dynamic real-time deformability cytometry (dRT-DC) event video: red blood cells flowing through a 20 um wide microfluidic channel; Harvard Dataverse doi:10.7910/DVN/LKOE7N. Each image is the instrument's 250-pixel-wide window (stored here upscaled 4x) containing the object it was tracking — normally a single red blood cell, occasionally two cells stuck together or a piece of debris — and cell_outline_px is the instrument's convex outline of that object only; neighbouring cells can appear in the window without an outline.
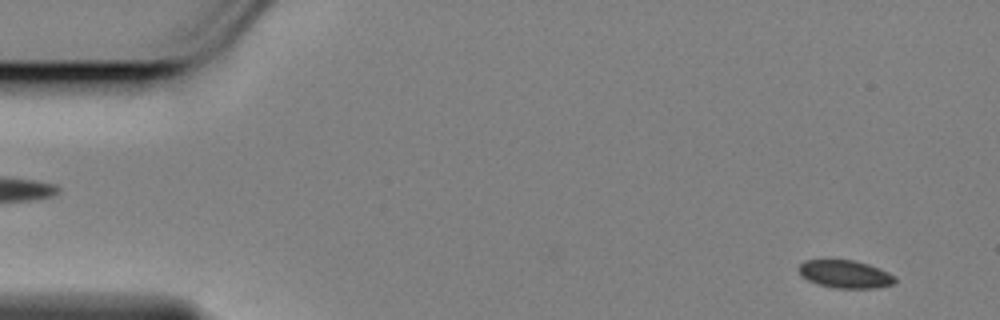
{"species": "Egyptian fruit bat (a non-hibernating species)", "species_latin": "Rousettus aegyptiacus", "temperature_condition": "cold", "stored_images_in_passage": 11, "camera_frame_rate_fps": 3000, "um_per_image_px": 0.085, "animal": {"sex": "female"}, "frame": {"image": 1, "passage_image": 3, "time_ms": 0.667, "image_size_px": [1000, 320], "cell_outline_px": [[896, 280], [892, 284], [876, 288], [836, 288], [816, 284], [800, 276], [796, 268], [804, 260], [856, 260], [880, 268], [896, 276]], "centroid_in_image_um": [71.81, 23.3], "position_along_channel_um": 13.2, "area_um2": 15.84}}